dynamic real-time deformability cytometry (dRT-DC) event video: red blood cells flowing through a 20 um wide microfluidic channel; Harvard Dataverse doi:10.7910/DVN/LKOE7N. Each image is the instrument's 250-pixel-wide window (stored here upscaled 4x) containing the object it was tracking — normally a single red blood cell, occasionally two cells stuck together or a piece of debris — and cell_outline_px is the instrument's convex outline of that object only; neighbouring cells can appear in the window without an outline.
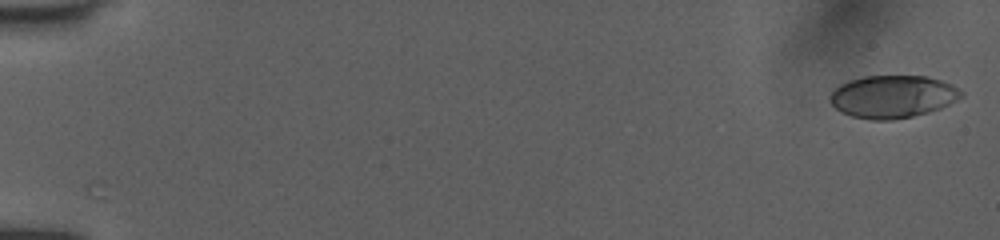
{"species": "human", "species_latin": "Homo sapiens", "temperature_condition": "room temperature", "stored_images_in_passage": 53, "camera_frame_rate_fps": 3000, "um_per_image_px": 0.085, "donor": {"sex": "female"}, "frame": {"image": 1, "passage_image": 2, "time_ms": 0.333, "image_size_px": [1000, 240], "cell_outline_px": [[964, 96], [940, 108], [928, 112], [912, 116], [892, 120], [872, 120], [852, 116], [840, 112], [828, 100], [828, 96], [832, 88], [848, 80], [864, 76], [928, 76], [952, 84], [964, 92]], "centroid_in_image_um": [75.84, 8.2], "position_along_channel_um": 9.2, "area_um2": 32.89}}
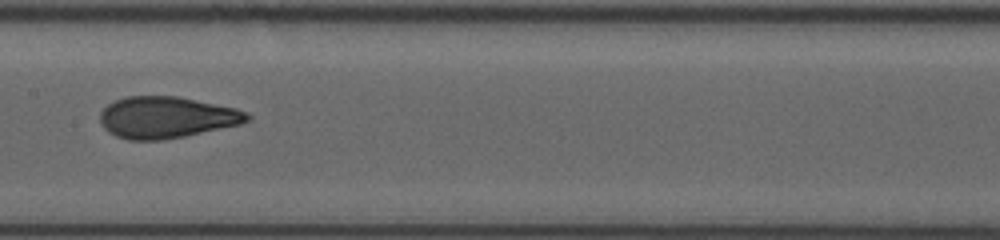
{"frame": {"image": 2, "passage_image": 29, "time_ms": 9.333, "image_size_px": [1000, 240], "cell_outline_px": [[252, 116], [248, 120], [240, 124], [184, 136], [164, 140], [128, 140], [116, 136], [108, 132], [104, 128], [100, 120], [100, 112], [108, 104], [116, 100], [128, 96], [176, 96], [236, 108], [248, 112]], "centroid_in_image_um": [14.14, 9.98], "position_along_channel_um": 193.3, "area_um2": 35.49}}
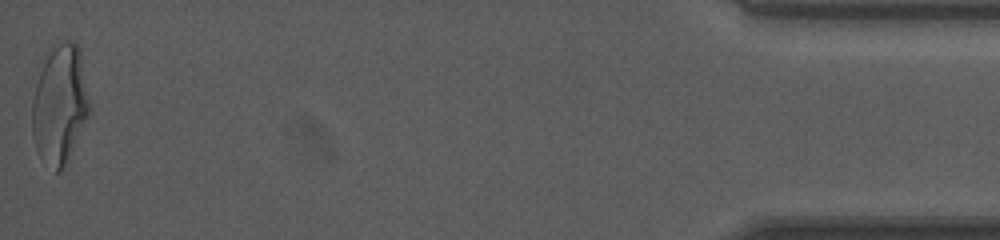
{"frame": {"image": 3, "passage_image": 53, "time_ms": 17.333, "image_size_px": [1000, 240], "cell_outline_px": [[88, 116], [68, 164], [60, 172], [56, 172], [36, 148], [32, 136], [32, 100], [36, 84], [48, 48], [64, 40], [72, 40], [80, 48], [88, 100]], "centroid_in_image_um": [5.08, 8.86], "position_along_channel_um": 430.1, "area_um2": 39.54}, "authors_computed_cell_mechanics": {"area_um2": 34.7956, "velocity_mm_per_s": 4.0276, "shape_relaxation_time_tau1_ms": 4.2452, "shape_relaxation_time_tau2_ms": 1.0661, "deformation_change_tau1": 0.1912, "deformation_change_tau2": 0.0793}}